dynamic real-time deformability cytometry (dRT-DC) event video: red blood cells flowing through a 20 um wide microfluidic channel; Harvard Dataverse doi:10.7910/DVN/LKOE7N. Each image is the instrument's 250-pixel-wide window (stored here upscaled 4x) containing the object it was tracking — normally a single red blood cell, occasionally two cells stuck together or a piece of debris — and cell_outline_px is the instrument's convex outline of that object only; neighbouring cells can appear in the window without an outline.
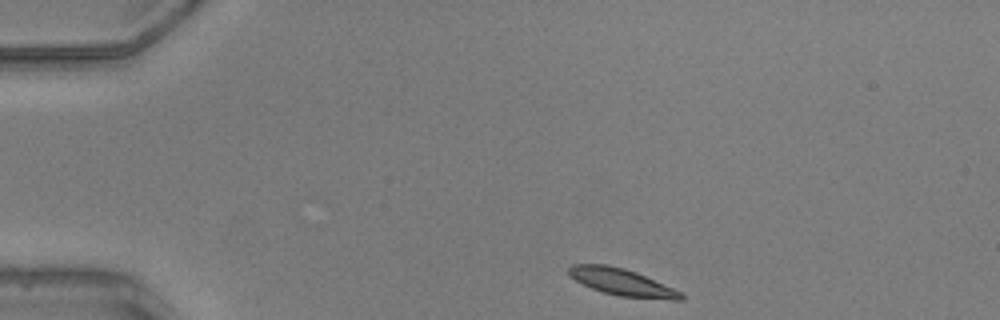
{"species": "common noctule bat (a hibernating species)", "species_latin": "Nyctalus noctula", "temperature_condition": "warm", "stored_images_in_passage": 4, "camera_frame_rate_fps": 3000, "um_per_image_px": 0.085, "animal": {"sex": "male", "body_mass_g": 20.5, "forearm_length_mm": 52.5}, "frame": {"image": 1, "passage_image": 1, "time_ms": 0.0, "image_size_px": [1000, 320], "cell_outline_px": [[684, 300], [672, 300], [620, 296], [604, 292], [592, 288], [568, 276], [568, 268], [572, 264], [608, 264], [624, 268], [636, 272], [672, 288], [680, 292], [684, 296]], "centroid_in_image_um": [52.84, 23.97], "position_along_channel_um": 32.2, "area_um2": 17.4}}